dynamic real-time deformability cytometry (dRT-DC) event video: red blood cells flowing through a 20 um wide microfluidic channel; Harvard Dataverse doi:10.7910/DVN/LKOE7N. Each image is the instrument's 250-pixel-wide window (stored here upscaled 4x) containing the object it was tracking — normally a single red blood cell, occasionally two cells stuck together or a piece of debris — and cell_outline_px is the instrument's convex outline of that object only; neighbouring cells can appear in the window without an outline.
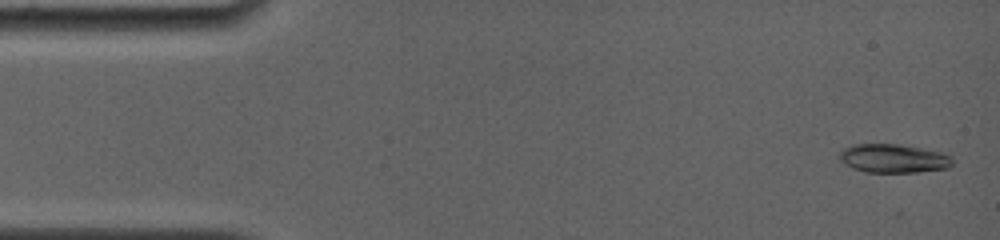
{"species": "common noctule bat (a hibernating species)", "species_latin": "Nyctalus noctula", "temperature_condition": "room temperature", "stored_images_in_passage": 12, "camera_frame_rate_fps": 4000, "um_per_image_px": 0.085, "animal": {"sex": "female", "body_mass_g": 19.0, "forearm_length_mm": 56.7}, "frame": {"image": 1, "passage_image": 3, "time_ms": 0.5, "image_size_px": [1000, 240], "cell_outline_px": [[952, 164], [948, 168], [916, 172], [864, 172], [852, 168], [840, 160], [840, 152], [844, 148], [852, 144], [900, 144], [940, 152], [952, 156]], "centroid_in_image_um": [75.93, 13.46], "position_along_channel_um": 9.1, "area_um2": 18.84}}